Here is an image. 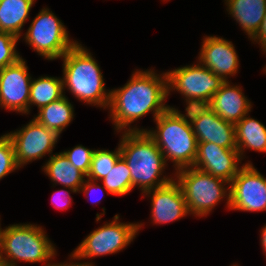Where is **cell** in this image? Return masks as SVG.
Returning a JSON list of instances; mask_svg holds the SVG:
<instances>
[{
	"mask_svg": "<svg viewBox=\"0 0 266 266\" xmlns=\"http://www.w3.org/2000/svg\"><path fill=\"white\" fill-rule=\"evenodd\" d=\"M196 62L166 71L168 96L176 90L183 96L187 105L185 108L208 105L212 96L225 83L209 68Z\"/></svg>",
	"mask_w": 266,
	"mask_h": 266,
	"instance_id": "8",
	"label": "cell"
},
{
	"mask_svg": "<svg viewBox=\"0 0 266 266\" xmlns=\"http://www.w3.org/2000/svg\"><path fill=\"white\" fill-rule=\"evenodd\" d=\"M99 182L112 195L124 196L133 190L131 173L125 160L120 157L112 169Z\"/></svg>",
	"mask_w": 266,
	"mask_h": 266,
	"instance_id": "24",
	"label": "cell"
},
{
	"mask_svg": "<svg viewBox=\"0 0 266 266\" xmlns=\"http://www.w3.org/2000/svg\"><path fill=\"white\" fill-rule=\"evenodd\" d=\"M42 171L49 177L54 185H62L63 188H71L79 191L87 176L78 170L61 151L52 154L42 166Z\"/></svg>",
	"mask_w": 266,
	"mask_h": 266,
	"instance_id": "19",
	"label": "cell"
},
{
	"mask_svg": "<svg viewBox=\"0 0 266 266\" xmlns=\"http://www.w3.org/2000/svg\"><path fill=\"white\" fill-rule=\"evenodd\" d=\"M28 69L26 60L21 58L0 71V108L22 115L29 114L32 76Z\"/></svg>",
	"mask_w": 266,
	"mask_h": 266,
	"instance_id": "13",
	"label": "cell"
},
{
	"mask_svg": "<svg viewBox=\"0 0 266 266\" xmlns=\"http://www.w3.org/2000/svg\"><path fill=\"white\" fill-rule=\"evenodd\" d=\"M36 0H2L0 2V32L11 33L21 39L23 26Z\"/></svg>",
	"mask_w": 266,
	"mask_h": 266,
	"instance_id": "21",
	"label": "cell"
},
{
	"mask_svg": "<svg viewBox=\"0 0 266 266\" xmlns=\"http://www.w3.org/2000/svg\"><path fill=\"white\" fill-rule=\"evenodd\" d=\"M251 41L253 44H259V46H261L260 50H262L263 52L266 50V12L258 32L251 39Z\"/></svg>",
	"mask_w": 266,
	"mask_h": 266,
	"instance_id": "31",
	"label": "cell"
},
{
	"mask_svg": "<svg viewBox=\"0 0 266 266\" xmlns=\"http://www.w3.org/2000/svg\"><path fill=\"white\" fill-rule=\"evenodd\" d=\"M237 150L244 161L247 149L266 153V126L246 114L235 124Z\"/></svg>",
	"mask_w": 266,
	"mask_h": 266,
	"instance_id": "20",
	"label": "cell"
},
{
	"mask_svg": "<svg viewBox=\"0 0 266 266\" xmlns=\"http://www.w3.org/2000/svg\"><path fill=\"white\" fill-rule=\"evenodd\" d=\"M143 226L142 222H120V216L116 214L111 222H105L91 231L71 255L76 261L82 262L84 259L121 252L134 241Z\"/></svg>",
	"mask_w": 266,
	"mask_h": 266,
	"instance_id": "7",
	"label": "cell"
},
{
	"mask_svg": "<svg viewBox=\"0 0 266 266\" xmlns=\"http://www.w3.org/2000/svg\"><path fill=\"white\" fill-rule=\"evenodd\" d=\"M69 263L67 261L62 262V263H58V262H53V264L51 266H95L93 262L86 261L85 260L83 262H76V259L73 258V256L70 254L69 255ZM73 260L75 262H73Z\"/></svg>",
	"mask_w": 266,
	"mask_h": 266,
	"instance_id": "32",
	"label": "cell"
},
{
	"mask_svg": "<svg viewBox=\"0 0 266 266\" xmlns=\"http://www.w3.org/2000/svg\"><path fill=\"white\" fill-rule=\"evenodd\" d=\"M172 175L181 187L190 215L206 217L225 198L226 207L230 210L229 182L193 166L178 170Z\"/></svg>",
	"mask_w": 266,
	"mask_h": 266,
	"instance_id": "6",
	"label": "cell"
},
{
	"mask_svg": "<svg viewBox=\"0 0 266 266\" xmlns=\"http://www.w3.org/2000/svg\"><path fill=\"white\" fill-rule=\"evenodd\" d=\"M70 192L78 193L67 187H65V189L61 188L60 190H56L51 196L52 205L59 210H66L69 208L72 205V196L70 195Z\"/></svg>",
	"mask_w": 266,
	"mask_h": 266,
	"instance_id": "29",
	"label": "cell"
},
{
	"mask_svg": "<svg viewBox=\"0 0 266 266\" xmlns=\"http://www.w3.org/2000/svg\"><path fill=\"white\" fill-rule=\"evenodd\" d=\"M4 228L0 230V258L8 266H18V262L53 264L57 251L44 227L20 223Z\"/></svg>",
	"mask_w": 266,
	"mask_h": 266,
	"instance_id": "5",
	"label": "cell"
},
{
	"mask_svg": "<svg viewBox=\"0 0 266 266\" xmlns=\"http://www.w3.org/2000/svg\"><path fill=\"white\" fill-rule=\"evenodd\" d=\"M208 106L223 120L234 125L252 110V103L244 95L241 86L233 85L231 81L221 86L212 96Z\"/></svg>",
	"mask_w": 266,
	"mask_h": 266,
	"instance_id": "17",
	"label": "cell"
},
{
	"mask_svg": "<svg viewBox=\"0 0 266 266\" xmlns=\"http://www.w3.org/2000/svg\"><path fill=\"white\" fill-rule=\"evenodd\" d=\"M198 142L237 149L235 125L223 120L208 105L185 108Z\"/></svg>",
	"mask_w": 266,
	"mask_h": 266,
	"instance_id": "12",
	"label": "cell"
},
{
	"mask_svg": "<svg viewBox=\"0 0 266 266\" xmlns=\"http://www.w3.org/2000/svg\"><path fill=\"white\" fill-rule=\"evenodd\" d=\"M11 139L15 161L19 168L40 160L47 154H54L59 135L40 124L36 119H31L22 128L6 133Z\"/></svg>",
	"mask_w": 266,
	"mask_h": 266,
	"instance_id": "10",
	"label": "cell"
},
{
	"mask_svg": "<svg viewBox=\"0 0 266 266\" xmlns=\"http://www.w3.org/2000/svg\"><path fill=\"white\" fill-rule=\"evenodd\" d=\"M0 266H8V265L0 258Z\"/></svg>",
	"mask_w": 266,
	"mask_h": 266,
	"instance_id": "34",
	"label": "cell"
},
{
	"mask_svg": "<svg viewBox=\"0 0 266 266\" xmlns=\"http://www.w3.org/2000/svg\"><path fill=\"white\" fill-rule=\"evenodd\" d=\"M19 40L11 33L0 32V71L22 58L16 49Z\"/></svg>",
	"mask_w": 266,
	"mask_h": 266,
	"instance_id": "26",
	"label": "cell"
},
{
	"mask_svg": "<svg viewBox=\"0 0 266 266\" xmlns=\"http://www.w3.org/2000/svg\"><path fill=\"white\" fill-rule=\"evenodd\" d=\"M151 198V223L168 224L190 215L180 185L173 179L165 186L149 190L143 197Z\"/></svg>",
	"mask_w": 266,
	"mask_h": 266,
	"instance_id": "16",
	"label": "cell"
},
{
	"mask_svg": "<svg viewBox=\"0 0 266 266\" xmlns=\"http://www.w3.org/2000/svg\"><path fill=\"white\" fill-rule=\"evenodd\" d=\"M260 235V245L263 249V253L266 256V224L261 228Z\"/></svg>",
	"mask_w": 266,
	"mask_h": 266,
	"instance_id": "33",
	"label": "cell"
},
{
	"mask_svg": "<svg viewBox=\"0 0 266 266\" xmlns=\"http://www.w3.org/2000/svg\"><path fill=\"white\" fill-rule=\"evenodd\" d=\"M237 149H228L211 142H198L194 168L223 179L229 183L242 167Z\"/></svg>",
	"mask_w": 266,
	"mask_h": 266,
	"instance_id": "15",
	"label": "cell"
},
{
	"mask_svg": "<svg viewBox=\"0 0 266 266\" xmlns=\"http://www.w3.org/2000/svg\"><path fill=\"white\" fill-rule=\"evenodd\" d=\"M61 59L64 95L67 89L79 102L108 109L111 90L106 89L100 65L89 49L77 42Z\"/></svg>",
	"mask_w": 266,
	"mask_h": 266,
	"instance_id": "2",
	"label": "cell"
},
{
	"mask_svg": "<svg viewBox=\"0 0 266 266\" xmlns=\"http://www.w3.org/2000/svg\"><path fill=\"white\" fill-rule=\"evenodd\" d=\"M122 135V136H121ZM121 157L131 173L132 186L144 194L170 183L174 176L163 175L166 164L163 153L146 131L121 132ZM162 175V176H161Z\"/></svg>",
	"mask_w": 266,
	"mask_h": 266,
	"instance_id": "3",
	"label": "cell"
},
{
	"mask_svg": "<svg viewBox=\"0 0 266 266\" xmlns=\"http://www.w3.org/2000/svg\"><path fill=\"white\" fill-rule=\"evenodd\" d=\"M198 61L225 82L238 73L239 57L232 41L221 36H203Z\"/></svg>",
	"mask_w": 266,
	"mask_h": 266,
	"instance_id": "14",
	"label": "cell"
},
{
	"mask_svg": "<svg viewBox=\"0 0 266 266\" xmlns=\"http://www.w3.org/2000/svg\"><path fill=\"white\" fill-rule=\"evenodd\" d=\"M156 129H146V133L154 140L164 160L173 163L175 171L194 165L197 155L198 141L192 130L187 113L182 114L175 106H170L155 120Z\"/></svg>",
	"mask_w": 266,
	"mask_h": 266,
	"instance_id": "4",
	"label": "cell"
},
{
	"mask_svg": "<svg viewBox=\"0 0 266 266\" xmlns=\"http://www.w3.org/2000/svg\"><path fill=\"white\" fill-rule=\"evenodd\" d=\"M130 77L124 86L111 89L108 118L116 133L146 131L131 125L150 112L155 120L170 107L165 103L168 99L166 72L157 74L153 69H136Z\"/></svg>",
	"mask_w": 266,
	"mask_h": 266,
	"instance_id": "1",
	"label": "cell"
},
{
	"mask_svg": "<svg viewBox=\"0 0 266 266\" xmlns=\"http://www.w3.org/2000/svg\"><path fill=\"white\" fill-rule=\"evenodd\" d=\"M230 210L266 211V185L262 175L248 161L242 164L230 183Z\"/></svg>",
	"mask_w": 266,
	"mask_h": 266,
	"instance_id": "11",
	"label": "cell"
},
{
	"mask_svg": "<svg viewBox=\"0 0 266 266\" xmlns=\"http://www.w3.org/2000/svg\"><path fill=\"white\" fill-rule=\"evenodd\" d=\"M94 150L95 149H88L80 144L74 146L72 149L64 150L62 152L72 163V165H74L78 170L87 176L91 167Z\"/></svg>",
	"mask_w": 266,
	"mask_h": 266,
	"instance_id": "28",
	"label": "cell"
},
{
	"mask_svg": "<svg viewBox=\"0 0 266 266\" xmlns=\"http://www.w3.org/2000/svg\"><path fill=\"white\" fill-rule=\"evenodd\" d=\"M263 54L265 53L266 54V50L264 51V52H262ZM263 72H264V74H266V65L264 66V68H263Z\"/></svg>",
	"mask_w": 266,
	"mask_h": 266,
	"instance_id": "35",
	"label": "cell"
},
{
	"mask_svg": "<svg viewBox=\"0 0 266 266\" xmlns=\"http://www.w3.org/2000/svg\"><path fill=\"white\" fill-rule=\"evenodd\" d=\"M33 51L44 59H60L78 41L69 37L62 20L49 8L43 7L22 35Z\"/></svg>",
	"mask_w": 266,
	"mask_h": 266,
	"instance_id": "9",
	"label": "cell"
},
{
	"mask_svg": "<svg viewBox=\"0 0 266 266\" xmlns=\"http://www.w3.org/2000/svg\"><path fill=\"white\" fill-rule=\"evenodd\" d=\"M19 169L12 141L5 133L0 136V180Z\"/></svg>",
	"mask_w": 266,
	"mask_h": 266,
	"instance_id": "27",
	"label": "cell"
},
{
	"mask_svg": "<svg viewBox=\"0 0 266 266\" xmlns=\"http://www.w3.org/2000/svg\"><path fill=\"white\" fill-rule=\"evenodd\" d=\"M121 157L120 145L114 151L109 149H95L92 156L91 167L87 178L95 181L102 180L108 171L113 168Z\"/></svg>",
	"mask_w": 266,
	"mask_h": 266,
	"instance_id": "25",
	"label": "cell"
},
{
	"mask_svg": "<svg viewBox=\"0 0 266 266\" xmlns=\"http://www.w3.org/2000/svg\"><path fill=\"white\" fill-rule=\"evenodd\" d=\"M228 15L251 40L258 32L266 12V0H224Z\"/></svg>",
	"mask_w": 266,
	"mask_h": 266,
	"instance_id": "18",
	"label": "cell"
},
{
	"mask_svg": "<svg viewBox=\"0 0 266 266\" xmlns=\"http://www.w3.org/2000/svg\"><path fill=\"white\" fill-rule=\"evenodd\" d=\"M97 182L98 181H95V180H91L89 178H86L85 181L83 182V185L79 189L78 193H80V192L84 193V195L86 196V198L92 196L91 194H93L94 192L95 193L97 192L99 194L103 192V194L107 193V194L110 195V193L108 192V190L103 185H100ZM95 197H96V195H95ZM101 199H102V196H99V198L96 197V199H92L91 203H95V204L97 203V204H99L100 201H101ZM88 200L90 201V198Z\"/></svg>",
	"mask_w": 266,
	"mask_h": 266,
	"instance_id": "30",
	"label": "cell"
},
{
	"mask_svg": "<svg viewBox=\"0 0 266 266\" xmlns=\"http://www.w3.org/2000/svg\"><path fill=\"white\" fill-rule=\"evenodd\" d=\"M64 96L63 79L62 77L40 76L32 78L29 97V114L31 106H36L39 109L59 100Z\"/></svg>",
	"mask_w": 266,
	"mask_h": 266,
	"instance_id": "23",
	"label": "cell"
},
{
	"mask_svg": "<svg viewBox=\"0 0 266 266\" xmlns=\"http://www.w3.org/2000/svg\"><path fill=\"white\" fill-rule=\"evenodd\" d=\"M71 103L68 97L64 95L59 100L37 110L38 114L34 115L33 118L60 136L74 119V106Z\"/></svg>",
	"mask_w": 266,
	"mask_h": 266,
	"instance_id": "22",
	"label": "cell"
}]
</instances>
